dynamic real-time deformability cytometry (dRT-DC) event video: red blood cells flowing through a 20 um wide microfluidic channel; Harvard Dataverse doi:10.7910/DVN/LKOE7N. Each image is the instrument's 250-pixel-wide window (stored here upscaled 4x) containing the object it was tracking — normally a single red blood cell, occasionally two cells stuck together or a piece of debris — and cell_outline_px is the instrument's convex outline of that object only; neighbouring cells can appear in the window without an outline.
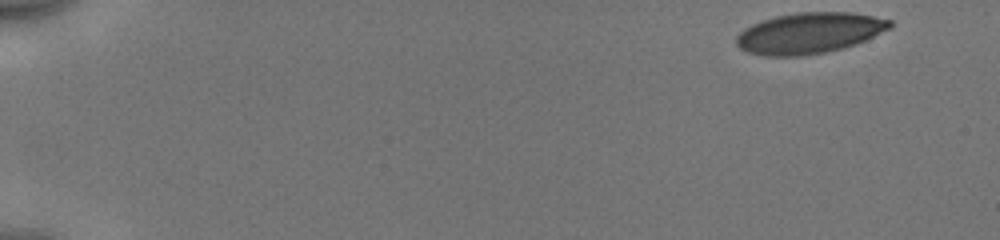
{"species": "human", "species_latin": "Homo sapiens", "temperature_condition": "cold", "stored_images_in_passage": 50, "camera_frame_rate_fps": 3000, "um_per_image_px": 0.085, "donor": {"sex": "male"}, "frame": {"image": 1, "passage_image": 1, "time_ms": 0.0, "image_size_px": [1000, 240], "cell_outline_px": [[892, 28], [856, 44], [824, 52], [800, 56], [764, 56], [748, 52], [740, 48], [736, 44], [736, 36], [744, 28], [752, 24], [776, 16], [796, 12], [852, 12], [892, 20]], "centroid_in_image_um": [68.79, 2.8], "position_along_channel_um": 16.2, "area_um2": 36.53}}
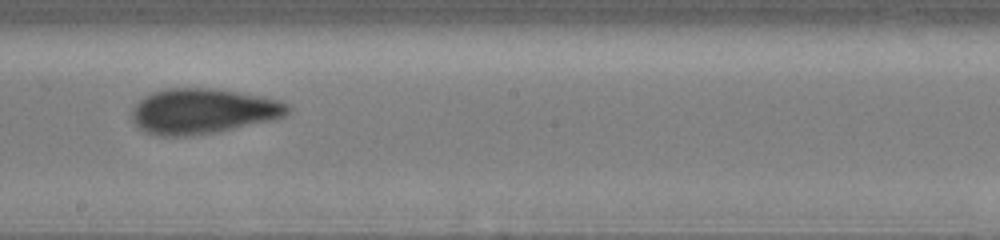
{"frame": {"image": 2, "passage_image": 29, "time_ms": 9.333, "image_size_px": [1000, 240], "cell_outline_px": [[292, 108], [284, 116], [272, 120], [192, 136], [160, 136], [144, 132], [132, 120], [132, 108], [144, 96], [152, 92], [164, 88], [212, 88], [260, 96], [280, 100], [288, 104]], "centroid_in_image_um": [17.21, 9.44], "position_along_channel_um": 231.0, "area_um2": 40.92}}
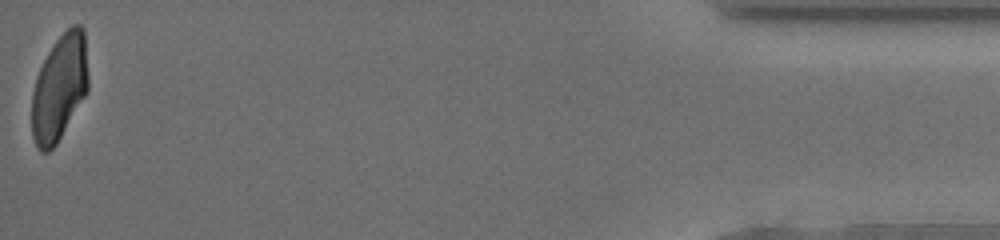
{"frame": {"image": 3, "passage_image": 50, "time_ms": 16.333, "image_size_px": [1000, 240], "cell_outline_px": [[88, 92], [56, 144], [48, 152], [40, 152], [32, 136], [32, 92], [36, 76], [48, 52], [56, 40], [72, 24], [80, 24], [84, 28], [88, 76]], "centroid_in_image_um": [5.06, 7.45], "position_along_channel_um": 430.1, "area_um2": 34.97}, "authors_computed_cell_mechanics": {"area_um2": 38.3214, "velocity_mm_per_s": 3.9667, "shape_relaxation_time_tau1_ms": 3.9773, "shape_relaxation_time_tau2_ms": 1.4243, "deformation_change_tau1": 0.138, "deformation_change_tau2": 0.0746}}